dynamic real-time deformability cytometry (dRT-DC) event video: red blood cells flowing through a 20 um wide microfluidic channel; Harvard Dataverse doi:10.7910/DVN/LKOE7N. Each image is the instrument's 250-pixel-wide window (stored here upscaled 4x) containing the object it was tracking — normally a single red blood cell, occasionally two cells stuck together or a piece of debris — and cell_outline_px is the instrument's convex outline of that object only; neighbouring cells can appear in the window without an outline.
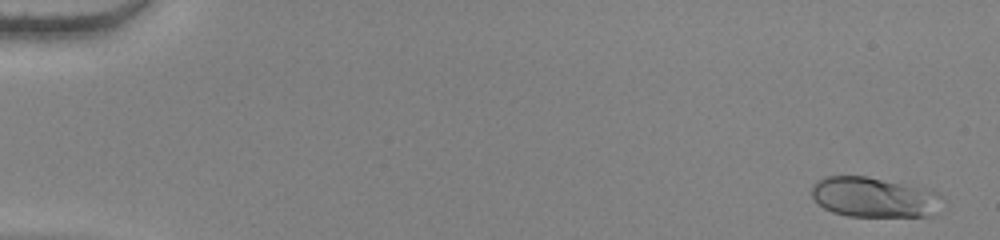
{"species": "human", "species_latin": "Homo sapiens", "temperature_condition": "warm", "stored_images_in_passage": 55, "camera_frame_rate_fps": 3000, "um_per_image_px": 0.085, "donor": {"sex": "female"}, "frame": {"image": 1, "passage_image": 3, "time_ms": 0.667, "image_size_px": [1000, 240], "cell_outline_px": [[940, 196], [932, 216], [848, 216], [832, 212], [824, 208], [812, 196], [812, 184], [816, 180], [824, 176], [864, 176], [928, 188], [936, 192]], "centroid_in_image_um": [74.22, 16.75], "position_along_channel_um": 10.8, "area_um2": 30.23}}
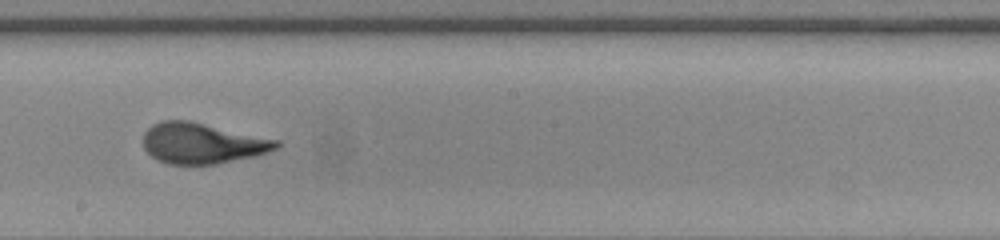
{"frame": {"image": 2, "passage_image": 33, "time_ms": 10.667, "image_size_px": [1000, 240], "cell_outline_px": [[280, 144], [276, 148], [268, 152], [256, 156], [216, 164], [168, 164], [156, 160], [144, 148], [144, 132], [152, 124], [160, 120], [188, 120], [280, 140]], "centroid_in_image_um": [17.19, 12.17], "position_along_channel_um": 231.0, "area_um2": 31.62}}
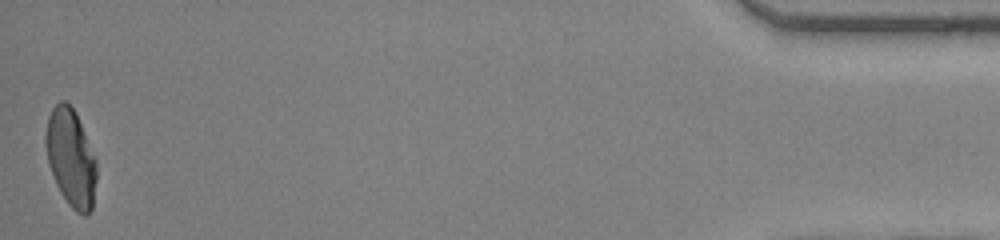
{"frame": {"image": 3, "passage_image": 55, "time_ms": 18.0, "image_size_px": [1000, 240], "cell_outline_px": [[96, 180], [92, 208], [84, 216], [76, 212], [68, 204], [60, 192], [56, 184], [48, 164], [44, 140], [44, 132], [48, 116], [52, 108], [60, 100], [64, 100], [76, 112], [96, 160]], "centroid_in_image_um": [6.0, 13.4], "position_along_channel_um": 429.2, "area_um2": 29.02}, "authors_computed_cell_mechanics": {"area_um2": 31.0964, "velocity_mm_per_s": 3.8532, "shape_relaxation_time_tau1_ms": 4.5918, "shape_relaxation_time_tau2_ms": null, "deformation_change_tau1": 0.2235, "deformation_change_tau2": null}}